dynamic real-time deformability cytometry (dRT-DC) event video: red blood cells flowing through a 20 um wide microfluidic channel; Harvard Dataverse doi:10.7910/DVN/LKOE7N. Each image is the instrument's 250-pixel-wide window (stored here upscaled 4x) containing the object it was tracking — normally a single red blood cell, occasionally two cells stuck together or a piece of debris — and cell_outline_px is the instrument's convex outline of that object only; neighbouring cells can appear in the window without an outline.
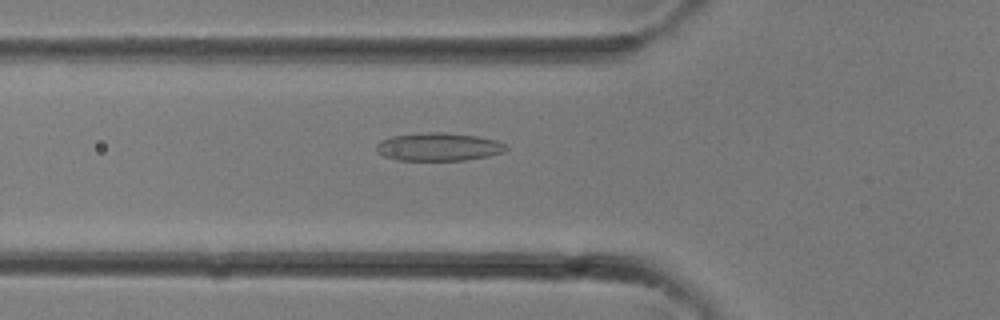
{"species": "common noctule bat (a hibernating species)", "species_latin": "Nyctalus noctula", "temperature_condition": "room temperature", "stored_images_in_passage": 34, "camera_frame_rate_fps": 3000, "um_per_image_px": 0.085, "animal": {"sex": "female"}, "frame": {"image": 1, "passage_image": 12, "time_ms": 3.667, "image_size_px": [1000, 320], "cell_outline_px": [[508, 148], [504, 152], [488, 156], [464, 160], [396, 160], [384, 156], [376, 148], [376, 144], [380, 140], [392, 136], [428, 132], [444, 132], [476, 136], [496, 140], [504, 144]], "centroid_in_image_um": [37.28, 12.48], "position_along_channel_um": 88.5, "area_um2": 21.1}}
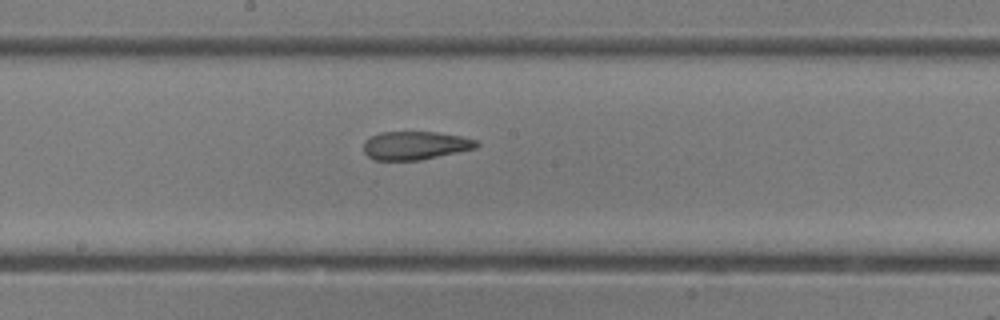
{"frame": {"image": 2, "passage_image": 18, "time_ms": 5.667, "image_size_px": [1000, 320], "cell_outline_px": [[480, 144], [476, 148], [420, 160], [372, 160], [364, 152], [364, 140], [380, 132], [436, 132], [460, 136], [476, 140]], "centroid_in_image_um": [35.27, 12.36], "position_along_channel_um": 212.9, "area_um2": 18.61}}
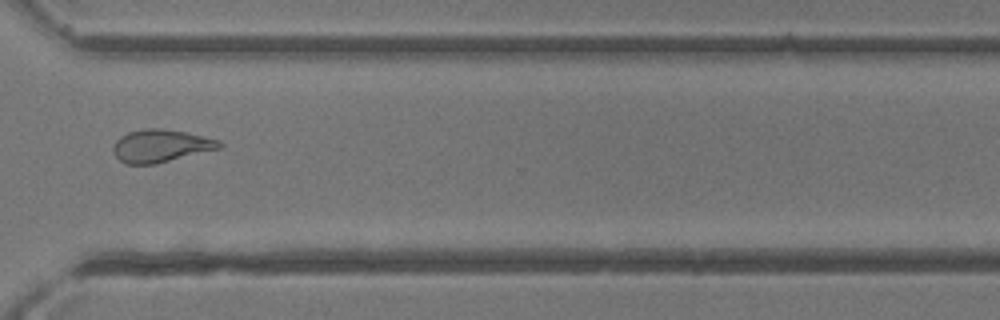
{"frame": {"image": 3, "passage_image": 25, "time_ms": 8.0, "image_size_px": [1000, 320], "cell_outline_px": [[224, 144], [220, 148], [156, 164], [124, 164], [116, 156], [112, 148], [116, 140], [120, 136], [128, 132], [144, 128], [160, 128], [184, 132], [204, 136], [220, 140]], "centroid_in_image_um": [13.66, 12.39], "position_along_channel_um": 356.9, "area_um2": 20.23}}